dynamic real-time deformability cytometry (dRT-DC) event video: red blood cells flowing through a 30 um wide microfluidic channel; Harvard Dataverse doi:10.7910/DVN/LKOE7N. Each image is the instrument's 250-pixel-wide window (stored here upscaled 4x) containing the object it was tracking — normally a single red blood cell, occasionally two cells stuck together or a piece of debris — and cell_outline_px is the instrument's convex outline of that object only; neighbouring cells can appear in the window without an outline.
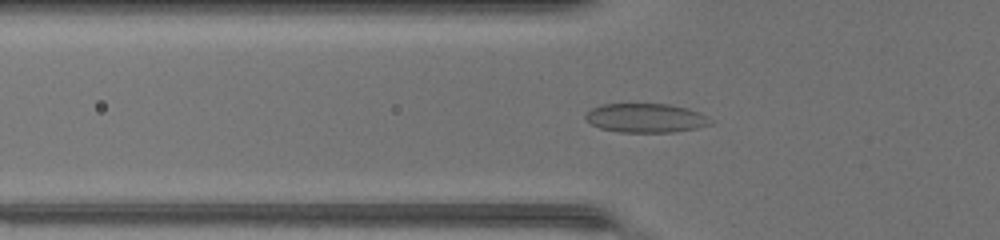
{"species": "common noctule bat (a hibernating species)", "species_latin": "Nyctalus noctula", "temperature_condition": "warm", "stored_images_in_passage": 48, "camera_frame_rate_fps": 3000, "um_per_image_px": 0.085, "animal": {"sex": "female", "body_mass_g": 17.0, "forearm_length_mm": 48.0}, "frame": {"image": 1, "passage_image": 17, "time_ms": 5.333, "image_size_px": [1000, 240], "cell_outline_px": [[712, 124], [696, 128], [672, 132], [620, 132], [600, 128], [592, 124], [584, 116], [592, 108], [600, 104], [668, 104], [688, 108], [700, 112], [712, 120]], "centroid_in_image_um": [54.91, 10.02], "position_along_channel_um": 70.9, "area_um2": 21.1}}
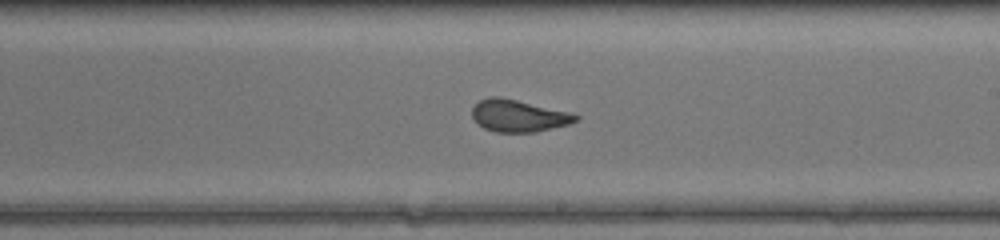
{"frame": {"image": 2, "passage_image": 29, "time_ms": 9.333, "image_size_px": [1000, 240], "cell_outline_px": [[580, 116], [576, 120], [568, 124], [536, 132], [496, 132], [484, 128], [472, 116], [472, 108], [480, 100], [492, 96], [500, 96], [568, 112]], "centroid_in_image_um": [44.05, 9.84], "position_along_channel_um": 245.0, "area_um2": 19.02}}
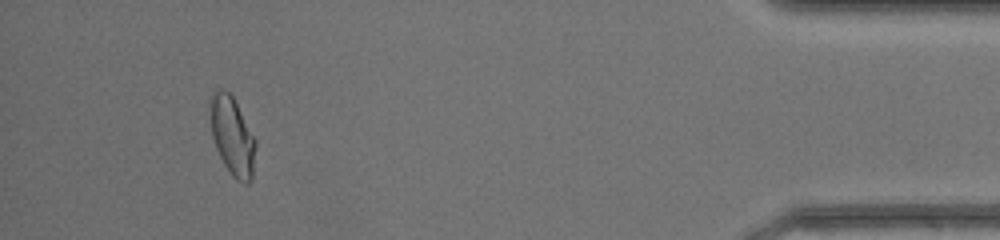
{"frame": {"image": 3, "passage_image": 45, "time_ms": 14.667, "image_size_px": [1000, 240], "cell_outline_px": [[256, 144], [252, 176], [248, 184], [244, 184], [236, 180], [232, 176], [224, 164], [216, 148], [212, 136], [208, 100], [216, 88], [220, 88], [228, 92], [232, 96], [256, 140]], "centroid_in_image_um": [19.72, 11.55], "position_along_channel_um": 415.5, "area_um2": 20.81}}